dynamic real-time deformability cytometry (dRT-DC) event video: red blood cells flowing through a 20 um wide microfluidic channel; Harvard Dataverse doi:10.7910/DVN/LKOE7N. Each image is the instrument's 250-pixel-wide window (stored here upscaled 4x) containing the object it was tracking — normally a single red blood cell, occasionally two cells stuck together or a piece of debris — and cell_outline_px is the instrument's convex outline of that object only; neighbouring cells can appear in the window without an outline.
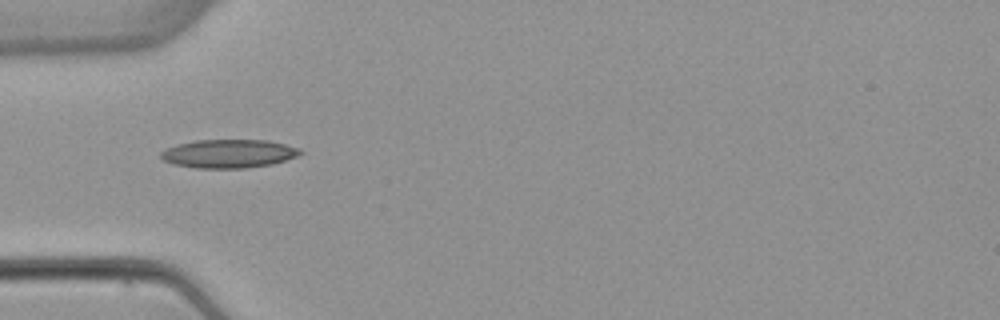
{"species": "common noctule bat (a hibernating species)", "species_latin": "Nyctalus noctula", "temperature_condition": "warm", "stored_images_in_passage": 1, "camera_frame_rate_fps": 3000, "um_per_image_px": 0.085, "animal": {"sex": "female", "body_mass_g": 22.7, "forearm_length_mm": 54.2}, "frame": {"image": 1, "passage_image": 1, "time_ms": 0.0, "image_size_px": [1000, 320], "cell_outline_px": [[304, 152], [296, 156], [272, 164], [248, 168], [196, 168], [176, 164], [164, 160], [160, 156], [160, 152], [164, 148], [176, 144], [196, 140], [268, 140], [300, 148]], "centroid_in_image_um": [19.43, 13.05], "position_along_channel_um": 65.6, "area_um2": 23.18}}